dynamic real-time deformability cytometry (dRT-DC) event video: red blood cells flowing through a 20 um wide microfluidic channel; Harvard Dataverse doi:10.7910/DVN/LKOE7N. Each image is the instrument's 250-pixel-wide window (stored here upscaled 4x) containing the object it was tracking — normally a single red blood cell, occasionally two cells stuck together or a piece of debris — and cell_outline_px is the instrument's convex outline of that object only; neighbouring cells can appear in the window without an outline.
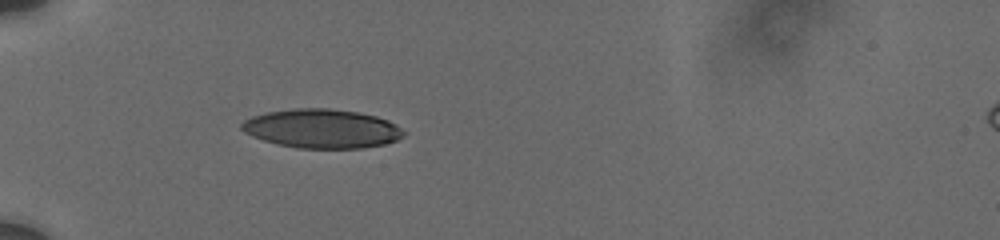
{"species": "human", "species_latin": "Homo sapiens", "temperature_condition": "cold", "stored_images_in_passage": 12, "camera_frame_rate_fps": 3000, "um_per_image_px": 0.085, "donor": {"sex": "male"}, "frame": {"image": 1, "passage_image": 4, "time_ms": 1.333, "image_size_px": [1000, 240], "cell_outline_px": [[408, 132], [404, 136], [396, 140], [384, 144], [360, 148], [296, 148], [264, 140], [252, 136], [244, 132], [240, 128], [240, 124], [244, 120], [252, 116], [268, 112], [296, 108], [328, 108], [356, 112], [376, 116], [388, 120], [396, 124]], "centroid_in_image_um": [27.38, 10.93], "position_along_channel_um": 57.6, "area_um2": 36.82}}
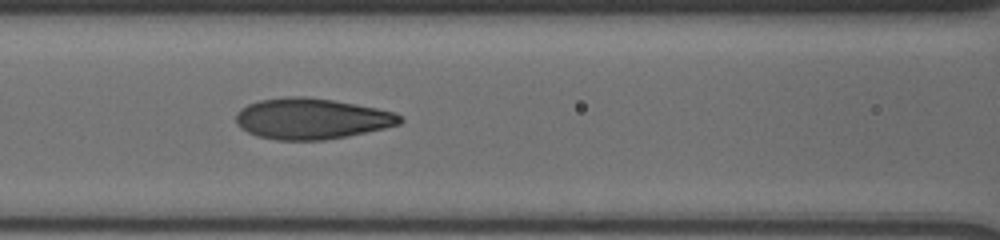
{"frame": {"image": 2, "passage_image": 10, "time_ms": 4.0, "image_size_px": [1000, 240], "cell_outline_px": [[404, 120], [400, 124], [384, 128], [348, 136], [324, 140], [276, 140], [256, 136], [240, 128], [236, 124], [236, 112], [240, 108], [248, 104], [260, 100], [284, 96], [304, 96], [332, 100], [356, 104], [396, 112]], "centroid_in_image_um": [26.46, 10.09], "position_along_channel_um": 140.1, "area_um2": 39.3}}
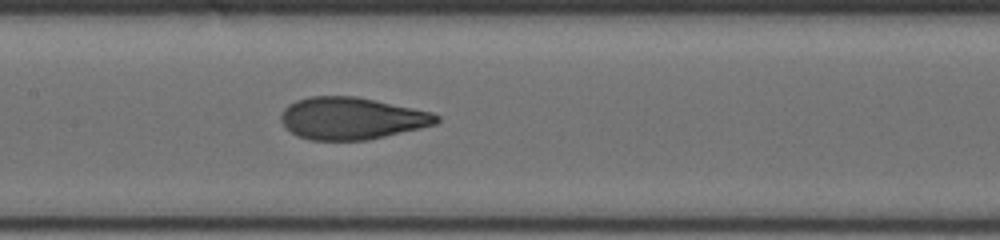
{"frame": {"image": 3, "passage_image": 12, "time_ms": 5.0, "image_size_px": [1000, 240], "cell_outline_px": [[440, 120], [436, 124], [420, 128], [368, 140], [308, 140], [296, 136], [284, 128], [280, 120], [280, 116], [284, 108], [288, 104], [296, 100], [308, 96], [356, 96], [432, 112], [440, 116]], "centroid_in_image_um": [29.84, 10.06], "position_along_channel_um": 177.6, "area_um2": 38.44}}